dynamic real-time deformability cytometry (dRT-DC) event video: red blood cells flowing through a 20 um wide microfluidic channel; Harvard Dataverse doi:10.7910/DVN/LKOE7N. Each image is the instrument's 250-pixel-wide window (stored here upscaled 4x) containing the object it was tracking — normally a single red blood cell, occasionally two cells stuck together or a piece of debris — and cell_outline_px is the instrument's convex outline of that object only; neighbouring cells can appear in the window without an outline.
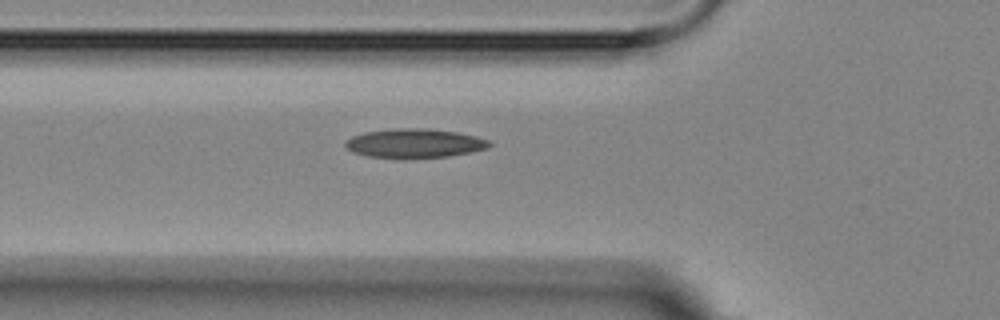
{"species": "Egyptian fruit bat (a non-hibernating species)", "species_latin": "Rousettus aegyptiacus", "temperature_condition": "room temperature", "stored_images_in_passage": 2, "camera_frame_rate_fps": 3000, "um_per_image_px": 0.085, "animal": {"sex": "female"}, "frame": {"image": 1, "passage_image": 2, "time_ms": 2.0, "image_size_px": [1000, 320], "cell_outline_px": [[492, 144], [488, 148], [472, 152], [448, 156], [368, 156], [352, 152], [344, 144], [352, 136], [364, 132], [396, 128], [428, 128], [456, 132], [476, 136], [488, 140]], "centroid_in_image_um": [35.27, 12.14], "position_along_channel_um": 90.5, "area_um2": 23.7}}